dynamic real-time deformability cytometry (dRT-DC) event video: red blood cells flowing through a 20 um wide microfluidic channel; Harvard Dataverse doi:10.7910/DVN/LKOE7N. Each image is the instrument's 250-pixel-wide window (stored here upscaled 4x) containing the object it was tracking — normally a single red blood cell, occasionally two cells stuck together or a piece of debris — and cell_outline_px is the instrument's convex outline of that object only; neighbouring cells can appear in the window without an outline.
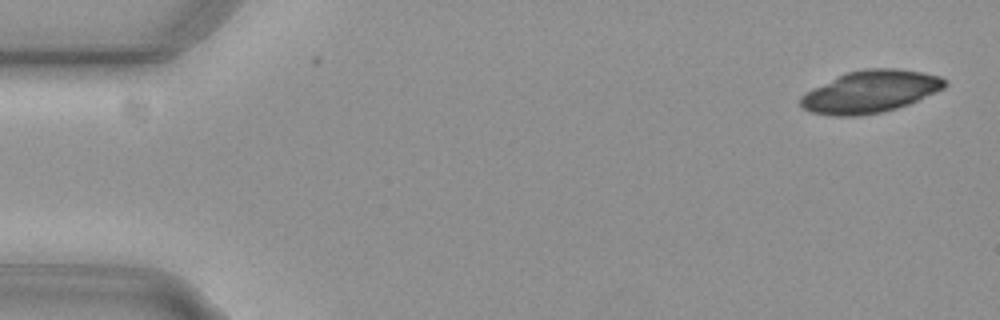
{"species": "common noctule bat (a hibernating species)", "species_latin": "Nyctalus noctula", "temperature_condition": "cold", "stored_images_in_passage": 2, "camera_frame_rate_fps": 3000, "um_per_image_px": 0.085, "animal": {"sex": "female", "body_mass_g": 29.2, "forearm_length_mm": 56.3}, "frame": {"image": 1, "passage_image": 1, "time_ms": 0.0, "image_size_px": [1000, 320], "cell_outline_px": [[948, 84], [944, 88], [908, 104], [884, 112], [860, 116], [832, 116], [812, 112], [804, 108], [800, 104], [800, 96], [836, 76], [844, 72], [864, 68], [896, 68], [924, 72], [940, 76]], "centroid_in_image_um": [73.98, 7.78], "position_along_channel_um": 11.0, "area_um2": 35.49}}